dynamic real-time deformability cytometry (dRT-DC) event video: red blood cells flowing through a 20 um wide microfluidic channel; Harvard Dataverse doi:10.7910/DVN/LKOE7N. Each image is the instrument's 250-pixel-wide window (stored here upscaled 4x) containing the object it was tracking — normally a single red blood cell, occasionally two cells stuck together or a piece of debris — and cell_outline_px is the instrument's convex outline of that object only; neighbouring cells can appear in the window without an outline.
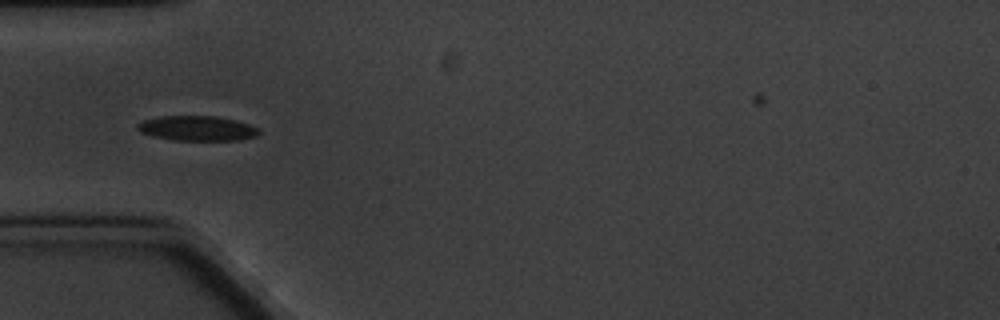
{"species": "common noctule bat (a hibernating species)", "species_latin": "Nyctalus noctula", "temperature_condition": "cold", "stored_images_in_passage": 8, "camera_frame_rate_fps": 3000, "um_per_image_px": 0.085, "animal": {"sex": "male", "body_mass_g": 20.1, "forearm_length_mm": 53.5}, "frame": {"image": 1, "passage_image": 5, "time_ms": 5.333, "image_size_px": [1000, 320], "cell_outline_px": [[260, 132], [256, 136], [240, 140], [172, 140], [152, 136], [140, 132], [136, 128], [136, 124], [144, 120], [164, 116], [216, 116], [236, 120], [260, 128]], "centroid_in_image_um": [16.76, 10.91], "position_along_channel_um": 68.2, "area_um2": 17.69}}
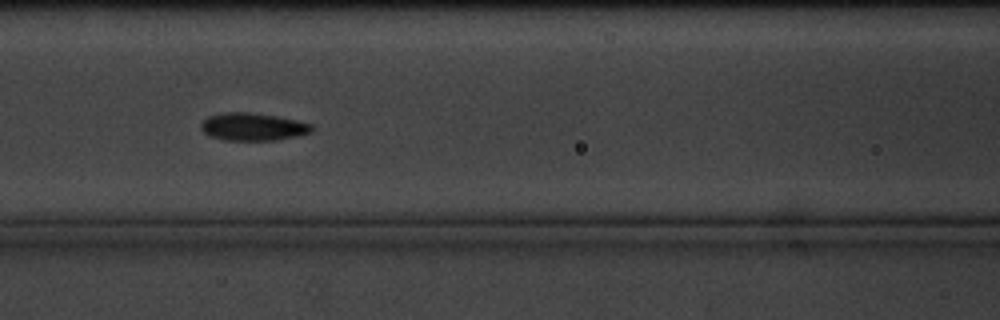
{"frame": {"image": 2, "passage_image": 7, "time_ms": 7.667, "image_size_px": [1000, 320], "cell_outline_px": [[312, 132], [296, 136], [276, 140], [224, 140], [208, 136], [200, 128], [200, 124], [208, 116], [220, 112], [248, 112], [276, 116], [296, 120], [312, 124]], "centroid_in_image_um": [21.45, 10.77], "position_along_channel_um": 145.1, "area_um2": 17.92}}